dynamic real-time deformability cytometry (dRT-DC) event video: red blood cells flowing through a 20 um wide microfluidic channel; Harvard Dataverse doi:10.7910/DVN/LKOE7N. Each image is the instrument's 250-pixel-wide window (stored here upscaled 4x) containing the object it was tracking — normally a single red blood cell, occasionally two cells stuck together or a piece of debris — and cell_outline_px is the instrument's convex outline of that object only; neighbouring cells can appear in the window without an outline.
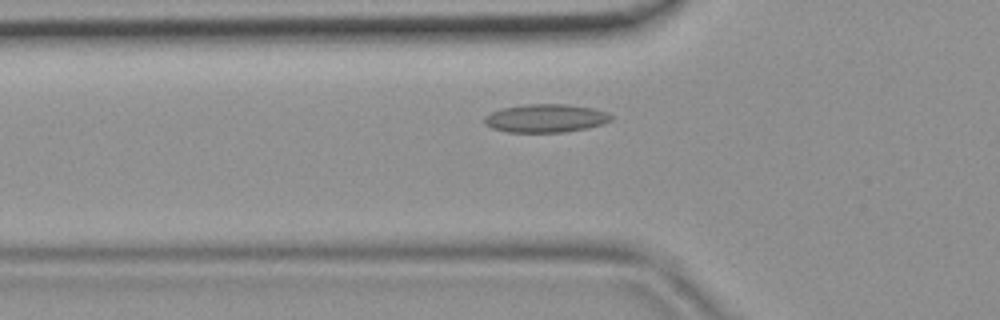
{"species": "common noctule bat (a hibernating species)", "species_latin": "Nyctalus noctula", "temperature_condition": "room temperature", "stored_images_in_passage": 43, "camera_frame_rate_fps": 3000, "um_per_image_px": 0.085, "animal": {"sex": "female", "body_mass_g": 19.9}, "frame": {"image": 1, "passage_image": 11, "time_ms": 3.333, "image_size_px": [1000, 320], "cell_outline_px": [[612, 120], [604, 124], [588, 128], [564, 132], [508, 132], [492, 128], [484, 124], [484, 116], [500, 108], [524, 104], [568, 104], [592, 108], [608, 112], [612, 116]], "centroid_in_image_um": [46.39, 10.05], "position_along_channel_um": 79.4, "area_um2": 21.1}}
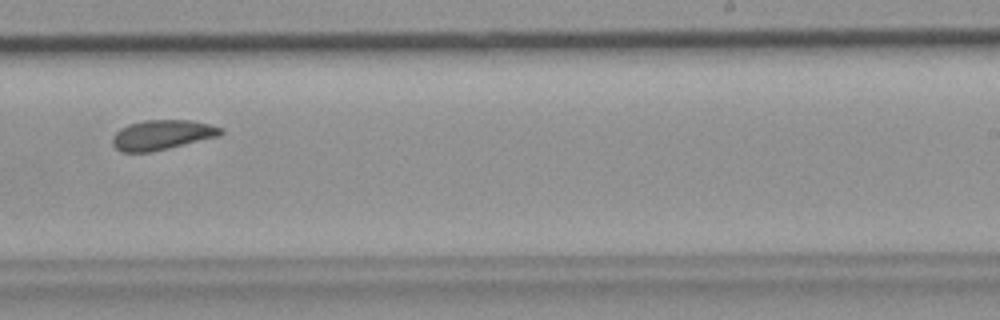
{"frame": {"image": 2, "passage_image": 25, "time_ms": 8.0, "image_size_px": [1000, 320], "cell_outline_px": [[224, 132], [220, 136], [168, 148], [148, 152], [120, 152], [112, 144], [112, 136], [120, 128], [128, 124], [144, 120], [192, 120], [212, 124], [224, 128]], "centroid_in_image_um": [13.8, 11.45], "position_along_channel_um": 275.2, "area_um2": 19.02}}
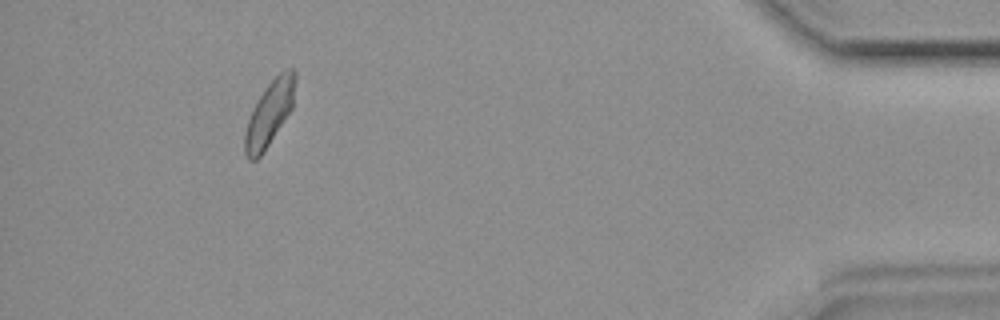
{"frame": {"image": 3, "passage_image": 39, "time_ms": 12.667, "image_size_px": [1000, 320], "cell_outline_px": [[296, 80], [292, 108], [260, 156], [256, 160], [248, 160], [244, 152], [244, 132], [252, 108], [264, 88], [280, 72], [288, 68], [292, 68], [296, 72]], "centroid_in_image_um": [22.89, 9.62], "position_along_channel_um": 412.3, "area_um2": 18.84}}